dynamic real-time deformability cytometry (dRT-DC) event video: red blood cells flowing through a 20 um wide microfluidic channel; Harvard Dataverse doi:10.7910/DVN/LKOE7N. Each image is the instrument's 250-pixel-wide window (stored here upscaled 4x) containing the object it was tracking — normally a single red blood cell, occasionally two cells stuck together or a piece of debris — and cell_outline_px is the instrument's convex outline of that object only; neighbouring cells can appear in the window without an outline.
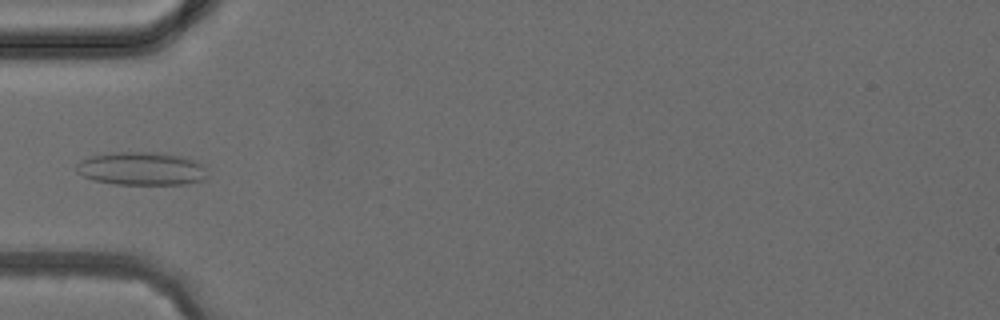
{"species": "common noctule bat (a hibernating species)", "species_latin": "Nyctalus noctula", "temperature_condition": "cold", "stored_images_in_passage": 6, "camera_frame_rate_fps": 3000, "um_per_image_px": 0.085, "animal": {"sex": "female", "body_mass_g": 24.6, "forearm_length_mm": 56.2}, "frame": {"image": 1, "passage_image": 5, "time_ms": 4.667, "image_size_px": [1000, 320], "cell_outline_px": [[208, 176], [204, 180], [184, 184], [116, 184], [96, 180], [84, 176], [76, 172], [76, 164], [92, 156], [112, 152], [160, 152], [184, 156], [200, 164], [204, 168]], "centroid_in_image_um": [12.05, 14.33], "position_along_channel_um": 72.9, "area_um2": 25.2}}